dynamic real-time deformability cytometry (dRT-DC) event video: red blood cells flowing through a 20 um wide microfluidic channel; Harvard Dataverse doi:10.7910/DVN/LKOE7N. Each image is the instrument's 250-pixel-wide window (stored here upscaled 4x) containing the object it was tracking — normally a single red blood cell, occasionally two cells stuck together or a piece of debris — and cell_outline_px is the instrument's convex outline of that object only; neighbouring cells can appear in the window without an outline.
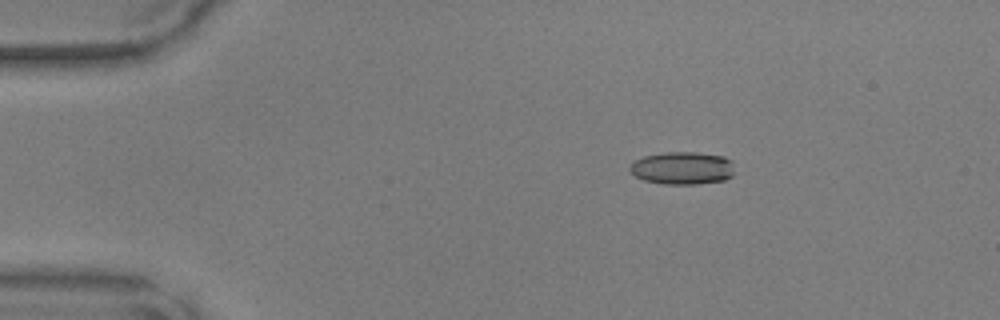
{"species": "common noctule bat (a hibernating species)", "species_latin": "Nyctalus noctula", "temperature_condition": "warm", "stored_images_in_passage": 41, "camera_frame_rate_fps": 3000, "um_per_image_px": 0.085, "animal": {"sex": "male", "body_mass_g": 17.9, "forearm_length_mm": 54.2}, "frame": {"image": 1, "passage_image": 1, "time_ms": 0.0, "image_size_px": [1000, 320], "cell_outline_px": [[736, 172], [732, 176], [724, 180], [696, 184], [664, 184], [644, 180], [636, 176], [628, 168], [636, 160], [644, 156], [668, 152], [696, 152], [724, 156], [732, 160]], "centroid_in_image_um": [58.07, 14.28], "position_along_channel_um": 26.9, "area_um2": 20.06}}
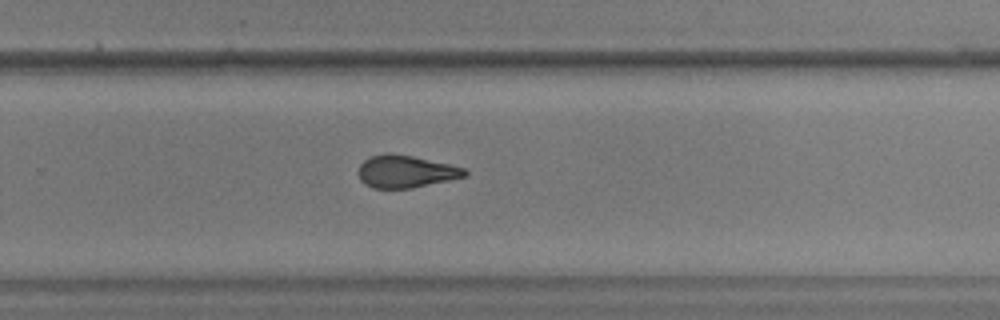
{"frame": {"image": 2, "passage_image": 25, "time_ms": 8.0, "image_size_px": [1000, 320], "cell_outline_px": [[468, 172], [464, 176], [452, 180], [412, 188], [372, 188], [364, 184], [360, 180], [360, 164], [364, 160], [372, 156], [388, 152], [412, 156], [448, 164], [464, 168]], "centroid_in_image_um": [34.48, 14.58], "position_along_channel_um": 295.3, "area_um2": 19.94}}
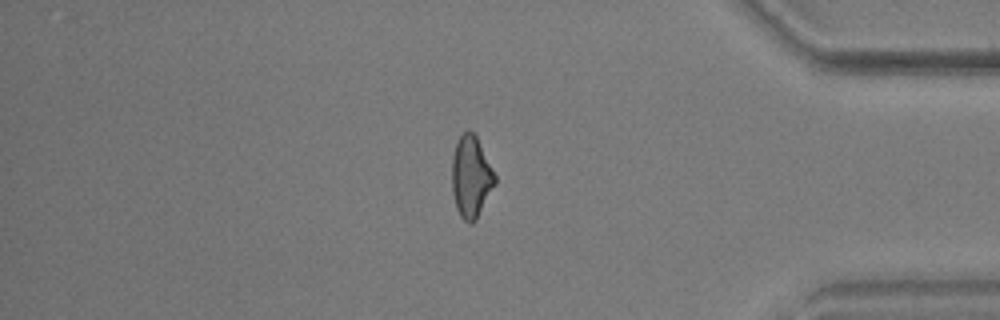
{"frame": {"image": 3, "passage_image": 34, "time_ms": 11.0, "image_size_px": [1000, 320], "cell_outline_px": [[496, 184], [476, 220], [472, 224], [468, 224], [460, 216], [456, 208], [452, 192], [452, 156], [456, 144], [460, 136], [468, 128], [476, 136], [496, 176]], "centroid_in_image_um": [40.04, 15.06], "position_along_channel_um": 395.2, "area_um2": 20.52}}